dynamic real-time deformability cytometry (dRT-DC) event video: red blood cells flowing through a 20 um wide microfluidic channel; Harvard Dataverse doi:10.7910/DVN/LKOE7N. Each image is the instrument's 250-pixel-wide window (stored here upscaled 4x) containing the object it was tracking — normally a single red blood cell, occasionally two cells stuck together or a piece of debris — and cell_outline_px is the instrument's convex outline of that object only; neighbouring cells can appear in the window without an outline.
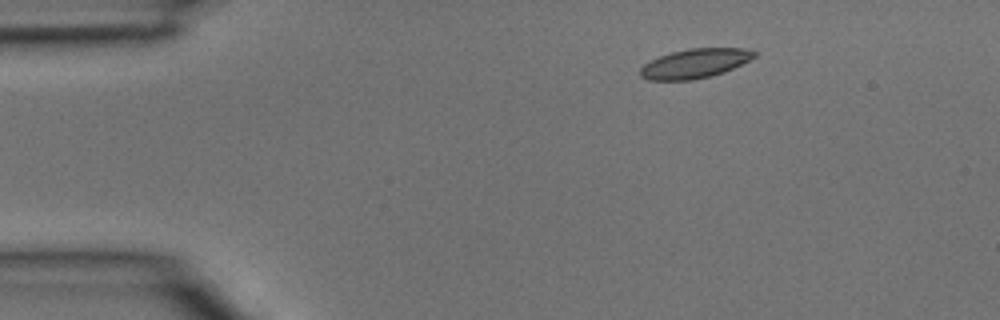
{"species": "common noctule bat (a hibernating species)", "species_latin": "Nyctalus noctula", "temperature_condition": "room temperature", "stored_images_in_passage": 3, "camera_frame_rate_fps": 3000, "um_per_image_px": 0.085, "animal": {"sex": "male", "body_mass_g": 15.6}, "frame": {"image": 1, "passage_image": 3, "time_ms": 0.667, "image_size_px": [1000, 320], "cell_outline_px": [[756, 56], [724, 72], [692, 80], [648, 80], [640, 76], [640, 68], [644, 64], [660, 56], [672, 52], [688, 48], [744, 48], [756, 52]], "centroid_in_image_um": [59.04, 5.39], "position_along_channel_um": 26.0, "area_um2": 19.25}}